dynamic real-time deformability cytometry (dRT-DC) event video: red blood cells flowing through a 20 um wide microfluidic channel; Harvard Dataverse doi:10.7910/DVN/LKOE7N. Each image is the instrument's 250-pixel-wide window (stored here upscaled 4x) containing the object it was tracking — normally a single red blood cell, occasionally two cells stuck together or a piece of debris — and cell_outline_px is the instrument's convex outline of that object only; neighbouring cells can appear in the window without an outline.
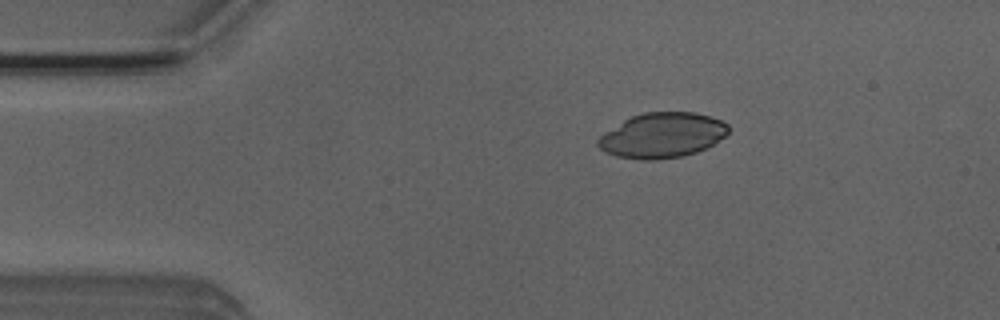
{"species": "Egyptian fruit bat (a non-hibernating species)", "species_latin": "Rousettus aegyptiacus", "temperature_condition": "room temperature", "stored_images_in_passage": 5, "camera_frame_rate_fps": 3000, "um_per_image_px": 0.085, "animal": {"sex": "male"}, "frame": {"image": 1, "passage_image": 3, "time_ms": 0.667, "image_size_px": [1000, 320], "cell_outline_px": [[728, 132], [724, 136], [712, 144], [696, 152], [684, 156], [656, 160], [640, 160], [616, 156], [604, 152], [596, 144], [596, 140], [604, 132], [624, 120], [632, 116], [644, 112], [696, 112], [712, 116], [728, 124]], "centroid_in_image_um": [56.26, 11.5], "position_along_channel_um": 28.7, "area_um2": 34.33}}